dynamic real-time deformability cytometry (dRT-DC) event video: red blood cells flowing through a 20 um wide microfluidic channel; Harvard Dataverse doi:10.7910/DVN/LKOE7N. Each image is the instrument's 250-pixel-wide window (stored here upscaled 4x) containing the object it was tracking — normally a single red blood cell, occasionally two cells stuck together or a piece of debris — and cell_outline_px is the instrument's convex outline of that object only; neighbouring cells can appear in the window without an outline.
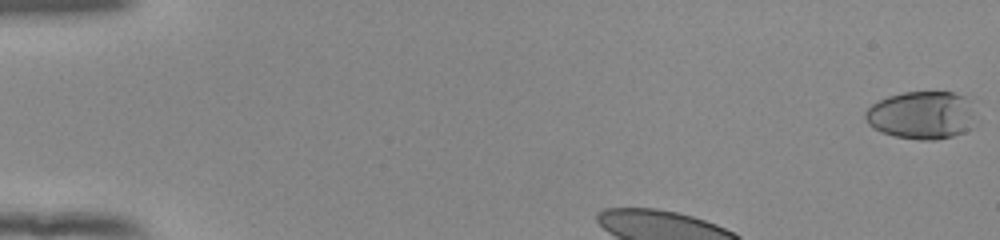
{"species": "human", "species_latin": "Homo sapiens", "temperature_condition": "room temperature", "stored_images_in_passage": 37, "camera_frame_rate_fps": 3000, "um_per_image_px": 0.085, "donor": {"sex": "female"}, "frame": {"image": 1, "passage_image": 1, "time_ms": 0.0, "image_size_px": [1000, 240], "cell_outline_px": [[972, 128], [964, 132], [952, 136], [936, 140], [920, 140], [896, 136], [880, 132], [872, 128], [868, 124], [864, 116], [864, 112], [872, 104], [888, 96], [904, 92], [952, 92], [964, 96], [972, 100]], "centroid_in_image_um": [78.32, 9.79], "position_along_channel_um": 6.7, "area_um2": 30.92}}
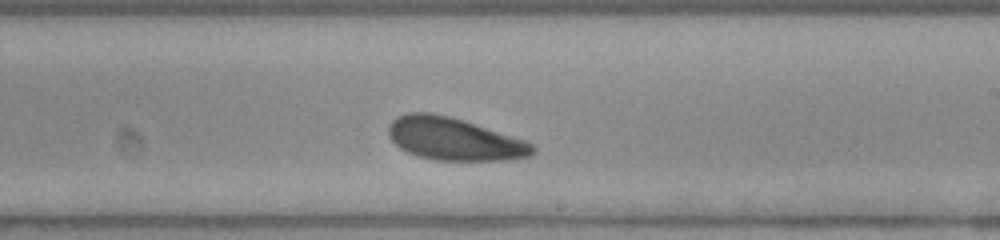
{"frame": {"image": 2, "passage_image": 25, "time_ms": 8.0, "image_size_px": [1000, 240], "cell_outline_px": [[536, 152], [532, 156], [504, 160], [432, 160], [416, 156], [400, 148], [388, 136], [388, 124], [396, 116], [408, 112], [428, 112], [448, 116], [464, 120], [524, 140], [532, 144], [536, 148]], "centroid_in_image_um": [38.57, 11.81], "position_along_channel_um": 250.4, "area_um2": 35.89}}
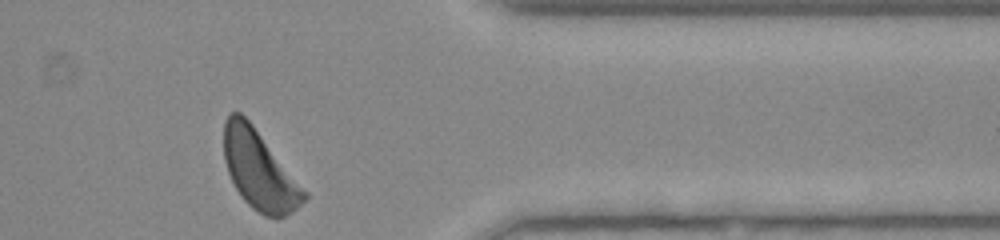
{"frame": {"image": 3, "passage_image": 37, "time_ms": 12.0, "image_size_px": [1000, 240], "cell_outline_px": [[308, 196], [292, 212], [276, 220], [264, 216], [252, 208], [240, 196], [228, 172], [224, 160], [224, 120], [228, 112], [240, 112], [252, 124], [308, 192]], "centroid_in_image_um": [22.04, 14.47], "position_along_channel_um": 389.4, "area_um2": 36.88}, "authors_computed_cell_mechanics": {"area_um2": 35.8938, "velocity_mm_per_s": 3.806, "shape_relaxation_time_tau1_ms": 2.0607, "shape_relaxation_time_tau2_ms": 8.3817, "deformation_change_tau1": 0.0858, "deformation_change_tau2": 0.1769}}